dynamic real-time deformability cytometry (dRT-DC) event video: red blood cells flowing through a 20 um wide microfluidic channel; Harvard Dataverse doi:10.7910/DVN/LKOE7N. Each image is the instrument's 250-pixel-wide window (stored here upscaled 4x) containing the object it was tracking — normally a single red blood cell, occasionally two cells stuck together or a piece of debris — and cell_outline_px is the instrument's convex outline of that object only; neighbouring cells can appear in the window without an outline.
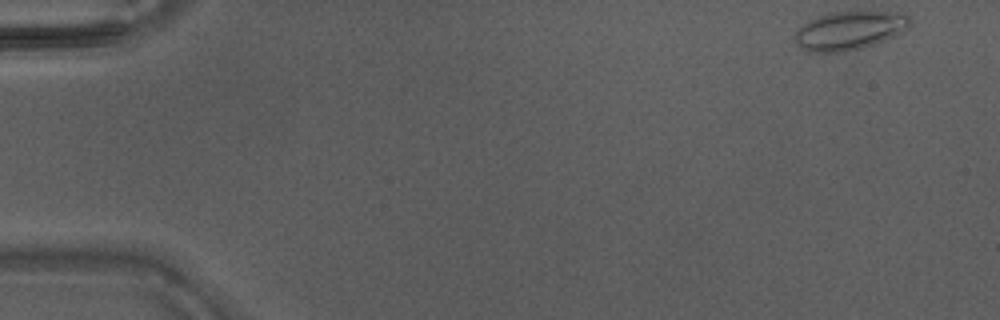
{"species": "Egyptian fruit bat (a non-hibernating species)", "species_latin": "Rousettus aegyptiacus", "temperature_condition": "warm", "stored_images_in_passage": 44, "camera_frame_rate_fps": 3000, "um_per_image_px": 0.085, "animal": {"sex": "male"}, "frame": {"image": 1, "passage_image": 1, "time_ms": 0.0, "image_size_px": [1000, 320], "cell_outline_px": [[912, 24], [900, 32], [892, 36], [872, 44], [860, 48], [844, 52], [808, 52], [800, 48], [796, 44], [796, 32], [808, 20], [820, 16], [836, 12], [888, 12], [908, 16], [912, 20]], "centroid_in_image_um": [72.17, 2.61], "position_along_channel_um": 12.8, "area_um2": 25.2}}
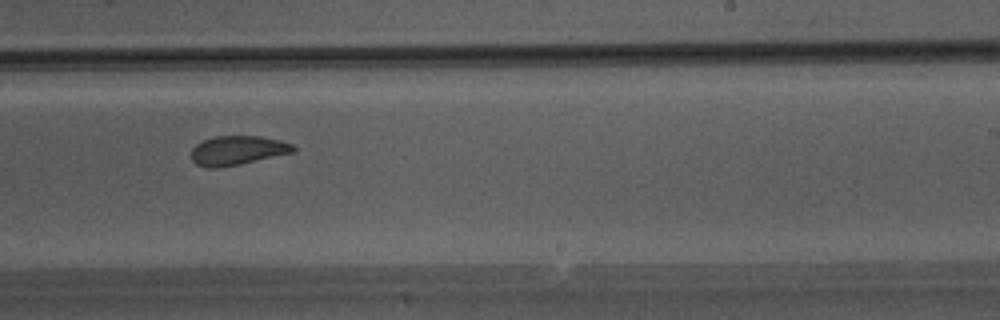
{"frame": {"image": 2, "passage_image": 27, "time_ms": 8.667, "image_size_px": [1000, 320], "cell_outline_px": [[296, 152], [240, 164], [220, 168], [208, 168], [196, 164], [192, 160], [192, 148], [196, 144], [212, 136], [260, 136], [280, 140], [292, 144], [296, 148]], "centroid_in_image_um": [20.2, 12.79], "position_along_channel_um": 268.8, "area_um2": 17.51}}
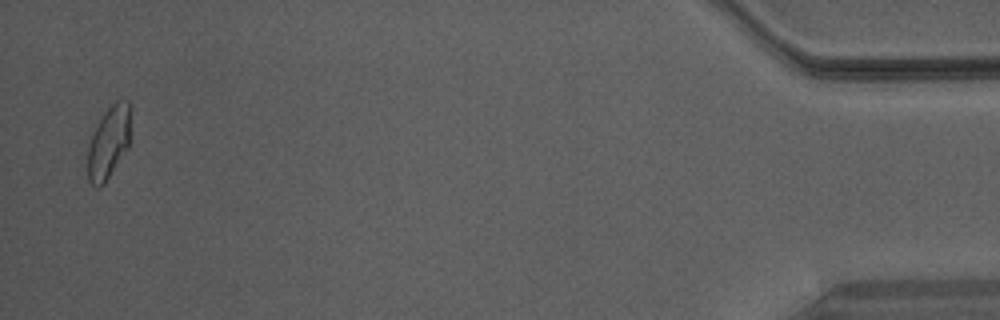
{"frame": {"image": 3, "passage_image": 43, "time_ms": 14.0, "image_size_px": [1000, 320], "cell_outline_px": [[128, 148], [104, 184], [100, 188], [96, 188], [88, 180], [88, 148], [92, 136], [104, 112], [116, 100], [128, 100]], "centroid_in_image_um": [9.21, 12.16], "position_along_channel_um": 426.0, "area_um2": 17.51}}